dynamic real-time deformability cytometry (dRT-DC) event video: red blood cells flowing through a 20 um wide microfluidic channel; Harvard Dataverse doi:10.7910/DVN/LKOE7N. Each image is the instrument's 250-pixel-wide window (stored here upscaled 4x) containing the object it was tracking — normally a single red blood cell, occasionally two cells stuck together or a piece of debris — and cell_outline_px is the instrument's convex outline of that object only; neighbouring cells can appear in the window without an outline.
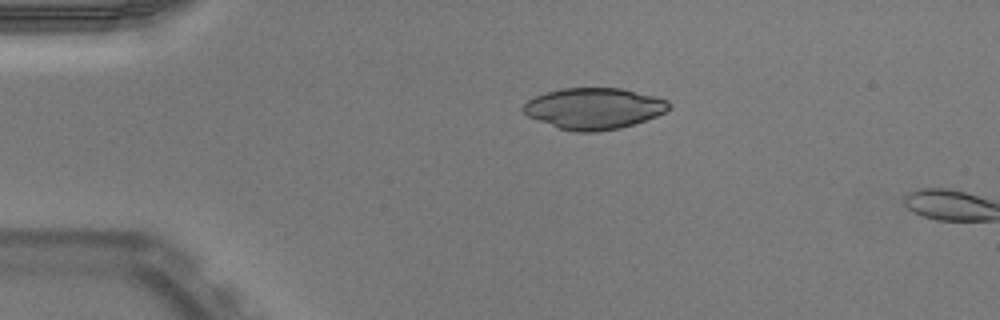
{"species": "Egyptian fruit bat (a non-hibernating species)", "species_latin": "Rousettus aegyptiacus", "temperature_condition": "warm", "stored_images_in_passage": 3, "camera_frame_rate_fps": 3000, "um_per_image_px": 0.085, "animal": {"sex": "male"}, "frame": {"image": 1, "passage_image": 1, "time_ms": 0.0, "image_size_px": [1000, 320], "cell_outline_px": [[672, 104], [664, 112], [656, 116], [620, 128], [596, 132], [576, 132], [556, 128], [528, 116], [520, 108], [528, 100], [536, 96], [560, 88], [620, 88], [656, 96], [668, 100]], "centroid_in_image_um": [50.46, 9.22], "position_along_channel_um": 34.5, "area_um2": 34.97}}